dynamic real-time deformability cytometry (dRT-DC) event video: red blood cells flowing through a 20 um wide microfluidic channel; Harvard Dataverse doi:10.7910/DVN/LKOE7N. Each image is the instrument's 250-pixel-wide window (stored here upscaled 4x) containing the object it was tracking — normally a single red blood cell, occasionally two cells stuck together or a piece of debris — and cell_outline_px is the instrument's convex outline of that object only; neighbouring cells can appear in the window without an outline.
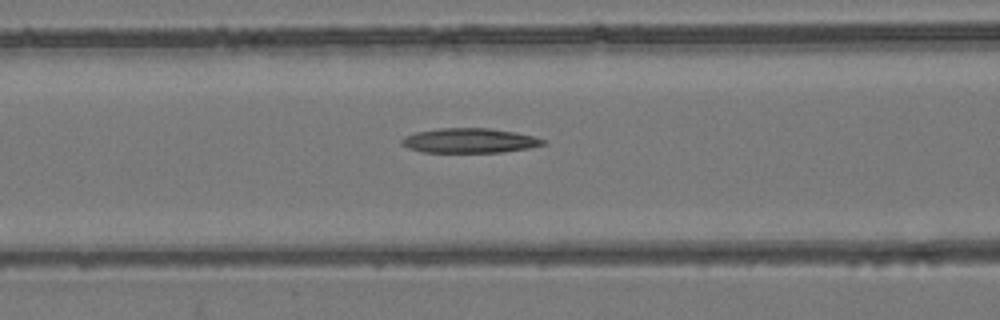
{"species": "common noctule bat (a hibernating species)", "species_latin": "Nyctalus noctula", "temperature_condition": "room temperature", "stored_images_in_passage": 40, "camera_frame_rate_fps": 3000, "um_per_image_px": 0.085, "animal": {"sex": "female", "body_mass_g": 24.6, "forearm_length_mm": 56.2}, "frame": {"image": 1, "passage_image": 9, "time_ms": 2.667, "image_size_px": [1000, 320], "cell_outline_px": [[548, 144], [532, 148], [504, 152], [424, 152], [408, 148], [400, 144], [400, 140], [404, 136], [416, 132], [440, 128], [492, 128], [516, 132], [532, 136], [544, 140]], "centroid_in_image_um": [39.93, 11.95], "position_along_channel_um": 126.7, "area_um2": 20.52}}
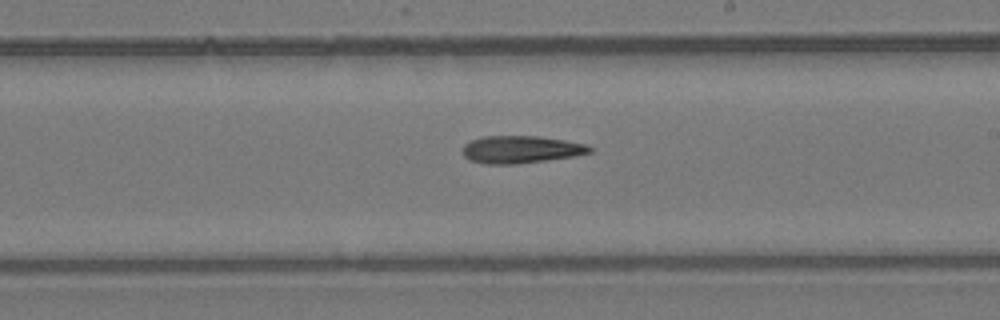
{"frame": {"image": 2, "passage_image": 18, "time_ms": 5.667, "image_size_px": [1000, 320], "cell_outline_px": [[592, 152], [576, 156], [516, 164], [484, 164], [468, 160], [460, 152], [464, 144], [472, 140], [484, 136], [540, 136], [588, 144], [592, 148]], "centroid_in_image_um": [44.26, 12.71], "position_along_channel_um": 244.7, "area_um2": 20.58}}
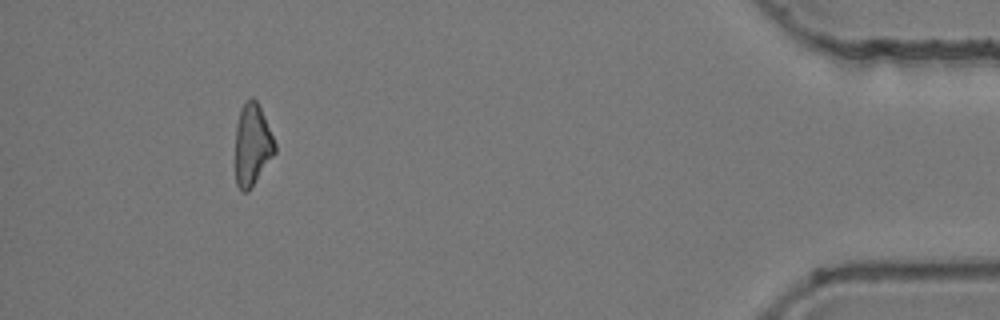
{"frame": {"image": 3, "passage_image": 36, "time_ms": 11.667, "image_size_px": [1000, 320], "cell_outline_px": [[276, 152], [248, 192], [240, 192], [236, 184], [236, 124], [240, 108], [244, 100], [252, 96], [256, 100], [264, 116], [276, 144]], "centroid_in_image_um": [21.43, 12.29], "position_along_channel_um": 413.8, "area_um2": 18.96}}